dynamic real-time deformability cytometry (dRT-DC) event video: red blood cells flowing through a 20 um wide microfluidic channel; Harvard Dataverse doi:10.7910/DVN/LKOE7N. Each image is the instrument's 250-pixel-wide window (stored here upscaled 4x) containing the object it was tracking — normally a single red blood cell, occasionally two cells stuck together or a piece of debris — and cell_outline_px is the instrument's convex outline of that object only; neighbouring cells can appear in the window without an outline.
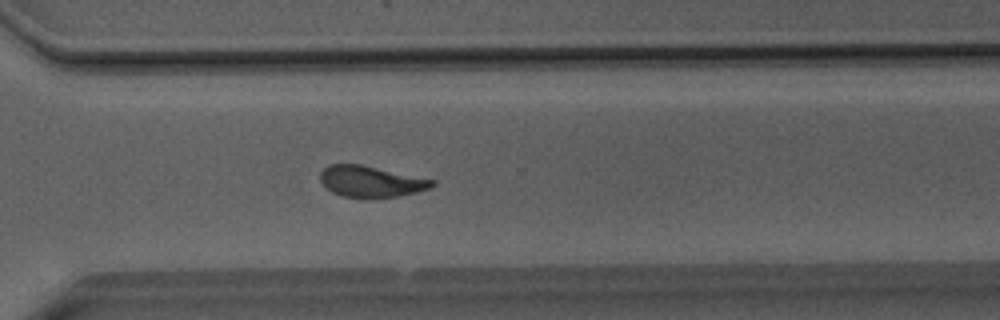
{"species": "Egyptian fruit bat (a non-hibernating species)", "species_latin": "Rousettus aegyptiacus", "temperature_condition": "room temperature", "stored_images_in_passage": 38, "camera_frame_rate_fps": 3000, "um_per_image_px": 0.085, "animal": {"sex": "male"}, "frame": {"image": 1, "passage_image": 24, "time_ms": 7.667, "image_size_px": [1000, 320], "cell_outline_px": [[436, 184], [432, 188], [416, 192], [396, 196], [340, 196], [332, 192], [320, 180], [320, 172], [328, 164], [360, 164], [436, 180]], "centroid_in_image_um": [31.54, 15.4], "position_along_channel_um": 339.1, "area_um2": 19.94}}
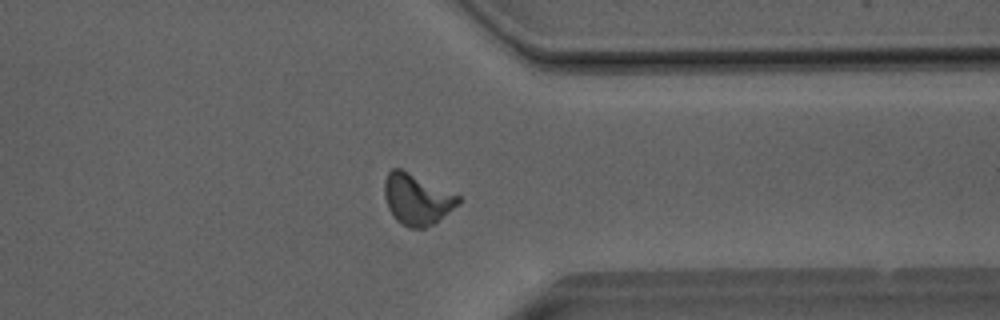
{"frame": {"image": 2, "passage_image": 27, "time_ms": 8.667, "image_size_px": [1000, 320], "cell_outline_px": [[460, 204], [436, 224], [424, 228], [408, 228], [396, 220], [388, 208], [384, 196], [384, 180], [388, 172], [392, 168], [400, 168], [460, 196]], "centroid_in_image_um": [35.44, 16.96], "position_along_channel_um": 376.0, "area_um2": 22.08}}
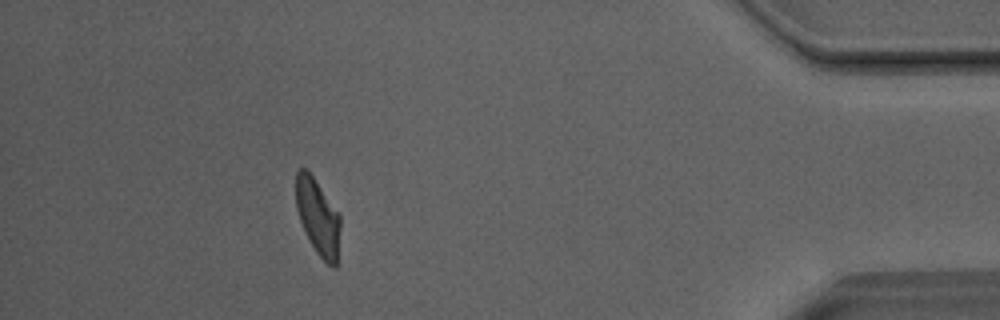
{"frame": {"image": 3, "passage_image": 33, "time_ms": 10.667, "image_size_px": [1000, 320], "cell_outline_px": [[340, 228], [336, 268], [332, 268], [316, 252], [300, 220], [296, 208], [296, 172], [300, 168], [304, 168], [312, 176], [340, 212]], "centroid_in_image_um": [27.04, 18.44], "position_along_channel_um": 408.2, "area_um2": 19.48}, "authors_computed_cell_mechanics": {"area_um2": 20.8658, "velocity_mm_per_s": 4.0419, "shape_relaxation_time_tau1_ms": 8.2413, "shape_relaxation_time_tau2_ms": 2.3891, "deformation_change_tau1": 0.2368, "deformation_change_tau2": 0.1169}}